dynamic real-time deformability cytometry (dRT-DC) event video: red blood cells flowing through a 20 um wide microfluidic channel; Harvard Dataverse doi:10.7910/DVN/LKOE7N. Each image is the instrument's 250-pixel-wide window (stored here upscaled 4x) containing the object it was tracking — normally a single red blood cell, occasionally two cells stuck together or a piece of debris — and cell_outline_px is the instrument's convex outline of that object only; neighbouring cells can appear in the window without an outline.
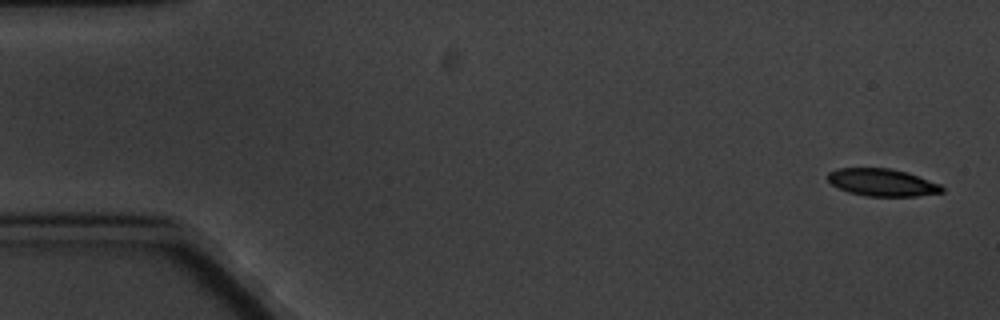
{"species": "common noctule bat (a hibernating species)", "species_latin": "Nyctalus noctula", "temperature_condition": "cold", "stored_images_in_passage": 8, "camera_frame_rate_fps": 3000, "um_per_image_px": 0.085, "animal": {"sex": "male", "body_mass_g": 20.1, "forearm_length_mm": 53.5}, "frame": {"image": 1, "passage_image": 1, "time_ms": 0.0, "image_size_px": [1000, 320], "cell_outline_px": [[944, 192], [916, 196], [868, 196], [848, 192], [832, 184], [828, 180], [828, 172], [840, 168], [892, 168], [908, 172], [940, 184], [944, 188]], "centroid_in_image_um": [75.02, 15.5], "position_along_channel_um": 10.0, "area_um2": 18.21}}
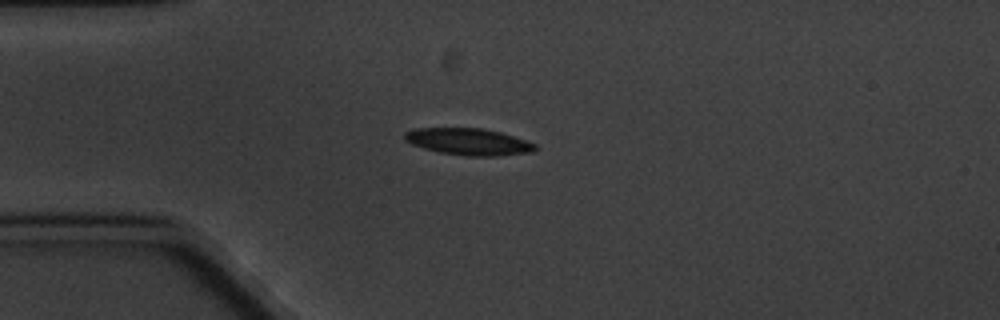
{"frame": {"image": 2, "passage_image": 4, "time_ms": 4.333, "image_size_px": [1000, 320], "cell_outline_px": [[540, 148], [532, 152], [496, 156], [468, 156], [440, 152], [424, 148], [412, 144], [404, 140], [404, 132], [416, 128], [484, 128], [500, 132], [528, 140], [536, 144]], "centroid_in_image_um": [39.87, 12.04], "position_along_channel_um": 45.1, "area_um2": 20.52}}